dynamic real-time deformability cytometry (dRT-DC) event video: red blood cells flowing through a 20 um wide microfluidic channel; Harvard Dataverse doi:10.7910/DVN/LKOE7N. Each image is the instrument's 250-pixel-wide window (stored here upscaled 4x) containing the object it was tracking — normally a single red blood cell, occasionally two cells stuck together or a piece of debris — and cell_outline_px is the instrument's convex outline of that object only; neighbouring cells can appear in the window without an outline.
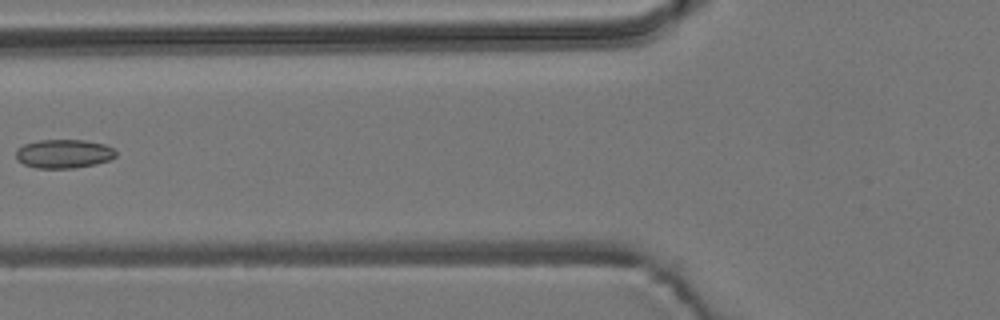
{"species": "common noctule bat (a hibernating species)", "species_latin": "Nyctalus noctula", "temperature_condition": "room temperature", "stored_images_in_passage": 7, "camera_frame_rate_fps": 3000, "um_per_image_px": 0.085, "animal": {"sex": "male", "body_mass_g": 19.2, "forearm_length_mm": 51.8}, "frame": {"image": 1, "passage_image": 6, "time_ms": 1.667, "image_size_px": [1000, 320], "cell_outline_px": [[116, 156], [108, 160], [96, 164], [72, 168], [36, 168], [24, 164], [16, 160], [16, 148], [24, 144], [40, 140], [84, 140], [104, 144], [112, 148], [116, 152]], "centroid_in_image_um": [5.39, 13.07], "position_along_channel_um": 120.4, "area_um2": 16.76}}
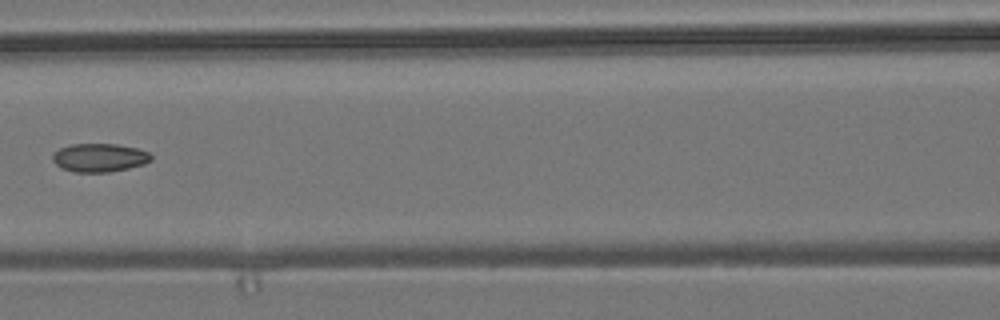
{"frame": {"image": 2, "passage_image": 7, "time_ms": 2.0, "image_size_px": [1000, 320], "cell_outline_px": [[152, 160], [144, 164], [128, 168], [108, 172], [76, 172], [60, 168], [52, 160], [52, 156], [60, 148], [72, 144], [116, 144], [136, 148], [148, 152], [152, 156]], "centroid_in_image_um": [8.45, 13.4], "position_along_channel_um": 158.1, "area_um2": 16.24}}